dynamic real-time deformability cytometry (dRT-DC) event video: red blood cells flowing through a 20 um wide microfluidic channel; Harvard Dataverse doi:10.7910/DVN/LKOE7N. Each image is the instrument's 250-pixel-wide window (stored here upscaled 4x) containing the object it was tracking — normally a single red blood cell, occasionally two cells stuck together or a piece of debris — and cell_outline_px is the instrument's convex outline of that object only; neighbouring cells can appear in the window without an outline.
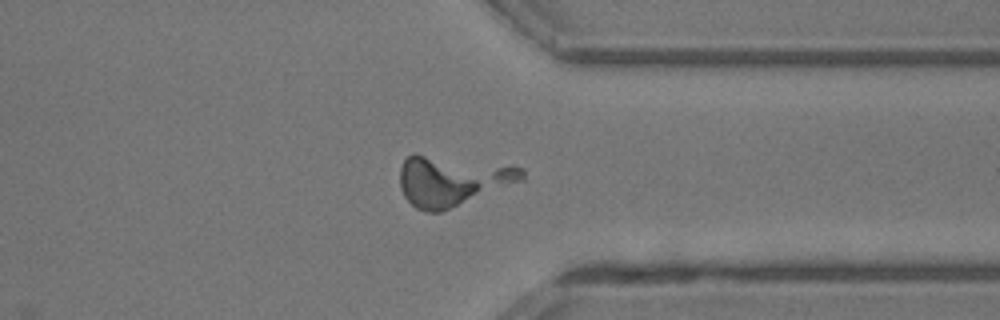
{"species": "common noctule bat (a hibernating species)", "species_latin": "Nyctalus noctula", "temperature_condition": "room temperature", "stored_images_in_passage": 34, "segment_of_instrument_passage": [1, 2], "camera_frame_rate_fps": 3000, "um_per_image_px": 0.085, "animal": {"sex": "male", "body_mass_g": 13.3}, "frame": {"image": 1, "passage_image": 23, "time_ms": 7.333, "image_size_px": [1000, 320], "cell_outline_px": [[524, 180], [440, 212], [428, 212], [416, 208], [404, 196], [400, 188], [400, 168], [404, 160], [412, 152], [416, 152], [524, 168]], "centroid_in_image_um": [38.39, 15.33], "position_along_channel_um": 373.0, "area_um2": 35.6}}
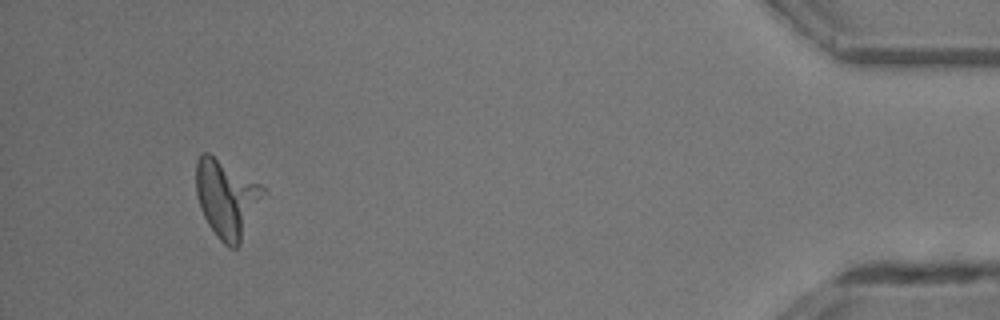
{"frame": {"image": 2, "passage_image": 30, "time_ms": 9.667, "image_size_px": [1000, 320], "cell_outline_px": [[268, 192], [240, 244], [236, 248], [228, 248], [216, 236], [208, 224], [200, 208], [196, 196], [196, 160], [204, 152], [208, 152], [268, 188]], "centroid_in_image_um": [19.31, 16.88], "position_along_channel_um": 415.9, "area_um2": 31.04}}